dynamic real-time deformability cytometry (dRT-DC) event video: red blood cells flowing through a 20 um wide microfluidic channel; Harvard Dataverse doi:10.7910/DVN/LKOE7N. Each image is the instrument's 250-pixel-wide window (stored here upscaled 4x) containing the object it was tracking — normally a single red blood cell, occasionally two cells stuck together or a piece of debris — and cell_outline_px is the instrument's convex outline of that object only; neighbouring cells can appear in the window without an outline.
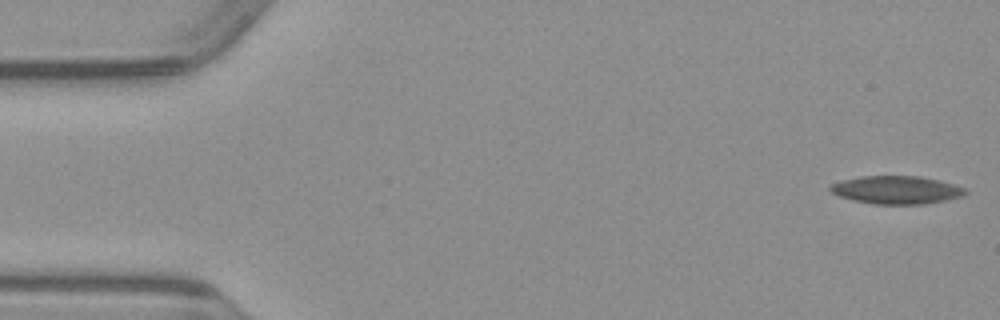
{"species": "common noctule bat (a hibernating species)", "species_latin": "Nyctalus noctula", "temperature_condition": "warm", "stored_images_in_passage": 46, "camera_frame_rate_fps": 3000, "um_per_image_px": 0.085, "animal": {"sex": "male", "body_mass_g": 23.1, "forearm_length_mm": 52.7}, "frame": {"image": 1, "passage_image": 1, "time_ms": 0.0, "image_size_px": [1000, 320], "cell_outline_px": [[968, 192], [964, 196], [924, 204], [872, 204], [852, 200], [840, 196], [832, 192], [828, 188], [832, 184], [840, 180], [860, 176], [920, 176], [952, 184], [964, 188]], "centroid_in_image_um": [76.17, 16.14], "position_along_channel_um": 8.8, "area_um2": 21.96}}
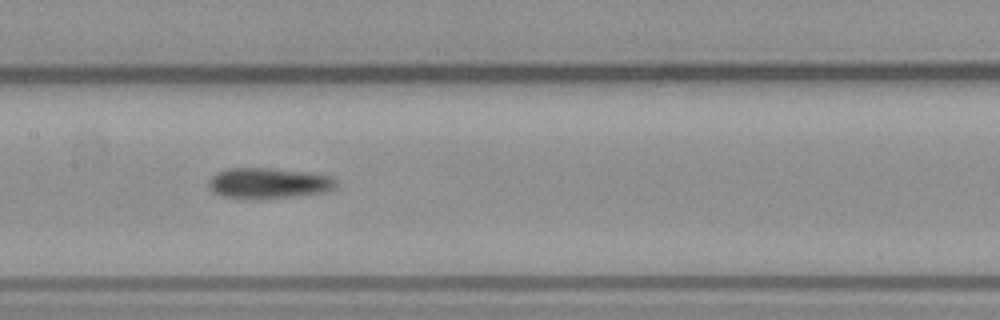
{"frame": {"image": 2, "passage_image": 24, "time_ms": 7.667, "image_size_px": [1000, 320], "cell_outline_px": [[336, 188], [324, 192], [292, 196], [224, 196], [212, 192], [208, 184], [208, 180], [216, 172], [228, 168], [268, 168], [332, 176], [336, 180]], "centroid_in_image_um": [22.82, 15.53], "position_along_channel_um": 184.6, "area_um2": 21.73}}
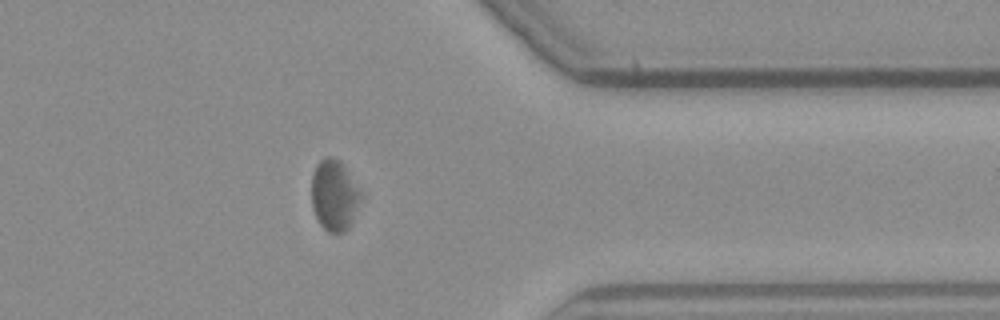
{"frame": {"image": 3, "passage_image": 40, "time_ms": 13.0, "image_size_px": [1000, 320], "cell_outline_px": [[360, 200], [352, 220], [348, 228], [344, 232], [328, 232], [320, 224], [312, 208], [312, 176], [316, 164], [320, 160], [328, 156], [332, 156], [340, 160], [344, 164], [360, 192]], "centroid_in_image_um": [28.39, 16.57], "position_along_channel_um": 383.0, "area_um2": 20.11}}